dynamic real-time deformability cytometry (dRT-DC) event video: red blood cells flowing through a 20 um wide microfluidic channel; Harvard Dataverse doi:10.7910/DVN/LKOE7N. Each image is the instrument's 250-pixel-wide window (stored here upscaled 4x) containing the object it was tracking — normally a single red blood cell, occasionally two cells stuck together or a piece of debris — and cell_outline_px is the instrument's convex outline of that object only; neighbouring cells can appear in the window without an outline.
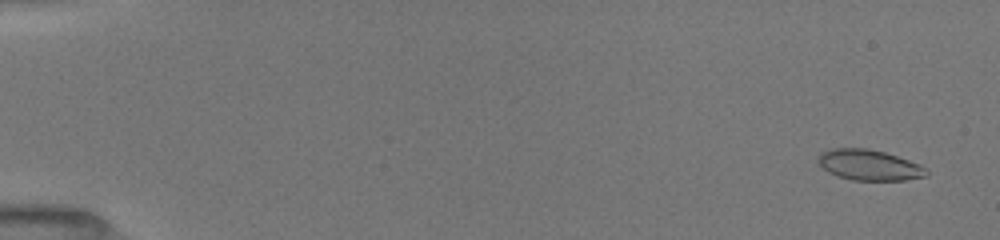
{"species": "common noctule bat (a hibernating species)", "species_latin": "Nyctalus noctula", "temperature_condition": "room temperature", "stored_images_in_passage": 106, "camera_frame_rate_fps": 3000, "um_per_image_px": 0.085, "animal": {"sex": "female", "body_mass_g": 19.5, "forearm_length_mm": 54.1}, "frame": {"image": 1, "passage_image": 4, "time_ms": 0.667, "image_size_px": [1000, 240], "cell_outline_px": [[928, 176], [904, 180], [852, 180], [836, 176], [828, 172], [820, 164], [820, 156], [824, 152], [832, 148], [868, 148], [884, 152], [908, 160], [924, 168], [928, 172]], "centroid_in_image_um": [73.88, 14.04], "position_along_channel_um": 11.1, "area_um2": 18.96}}
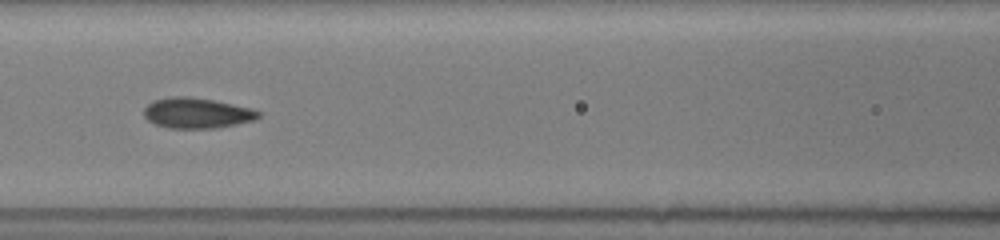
{"frame": {"image": 2, "passage_image": 58, "time_ms": 8.0, "image_size_px": [1000, 240], "cell_outline_px": [[260, 116], [256, 120], [216, 128], [168, 128], [156, 124], [148, 120], [144, 116], [144, 108], [152, 100], [172, 96], [192, 96], [252, 108], [260, 112]], "centroid_in_image_um": [16.73, 9.6], "position_along_channel_um": 149.9, "area_um2": 20.4}}
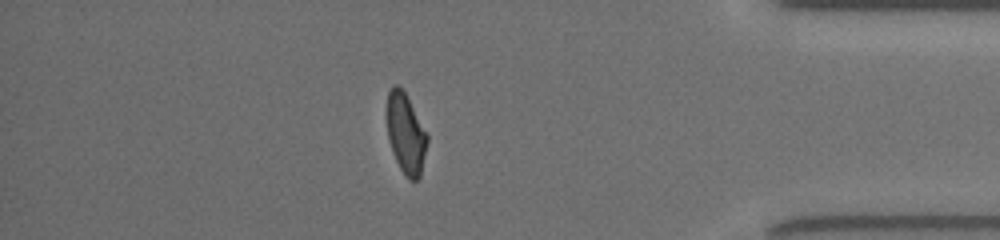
{"frame": {"image": 3, "passage_image": 99, "time_ms": 15.0, "image_size_px": [1000, 240], "cell_outline_px": [[428, 140], [420, 176], [416, 180], [408, 180], [400, 168], [396, 160], [388, 140], [388, 92], [392, 84], [396, 84], [404, 92], [428, 136]], "centroid_in_image_um": [34.49, 11.39], "position_along_channel_um": 400.7, "area_um2": 18.32}, "authors_computed_cell_mechanics": {"area_um2": 19.652, "velocity_mm_per_s": 4.0105, "shape_relaxation_time_tau1_ms": 3.4137, "shape_relaxation_time_tau2_ms": 1.4264, "deformation_change_tau1": 0.1306, "deformation_change_tau2": 0.0515}}